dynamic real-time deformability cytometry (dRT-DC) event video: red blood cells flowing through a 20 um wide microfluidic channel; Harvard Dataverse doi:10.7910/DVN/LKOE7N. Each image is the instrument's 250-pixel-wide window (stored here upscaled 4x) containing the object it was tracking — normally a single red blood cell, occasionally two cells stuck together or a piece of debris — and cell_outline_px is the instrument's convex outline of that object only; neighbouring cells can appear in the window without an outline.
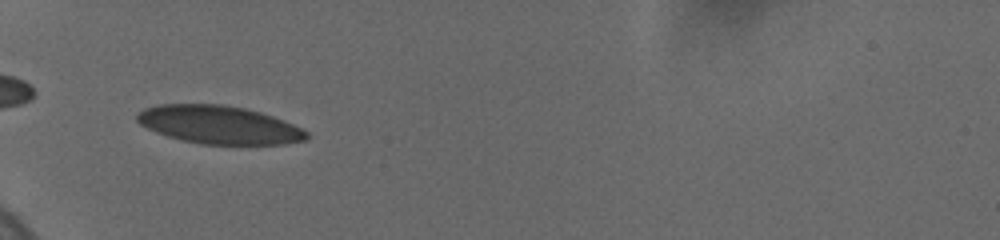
{"species": "human", "species_latin": "Homo sapiens", "temperature_condition": "cold", "stored_images_in_passage": 22, "camera_frame_rate_fps": 3000, "um_per_image_px": 0.085, "donor": {"sex": "female"}, "frame": {"image": 1, "passage_image": 10, "time_ms": 5.333, "image_size_px": [1000, 240], "cell_outline_px": [[308, 136], [304, 140], [284, 144], [200, 144], [168, 136], [156, 132], [140, 124], [136, 120], [136, 116], [144, 108], [160, 104], [224, 104], [244, 108], [260, 112], [284, 120], [308, 132]], "centroid_in_image_um": [18.61, 10.6], "position_along_channel_um": 66.4, "area_um2": 37.4}}
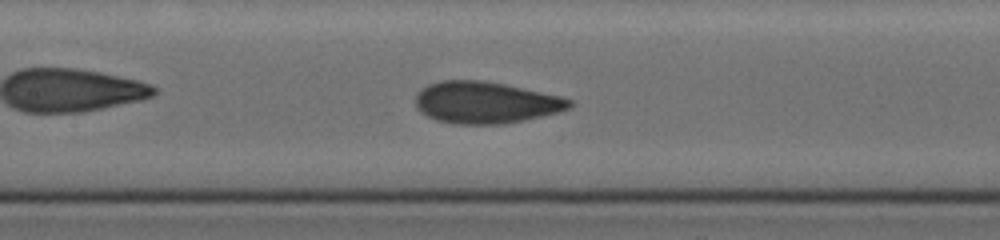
{"frame": {"image": 2, "passage_image": 14, "time_ms": 8.333, "image_size_px": [1000, 240], "cell_outline_px": [[572, 108], [524, 120], [504, 124], [456, 124], [436, 120], [420, 112], [416, 108], [416, 92], [428, 84], [440, 80], [480, 80], [504, 84], [560, 96], [572, 100]], "centroid_in_image_um": [41.24, 8.71], "position_along_channel_um": 166.2, "area_um2": 37.4}}
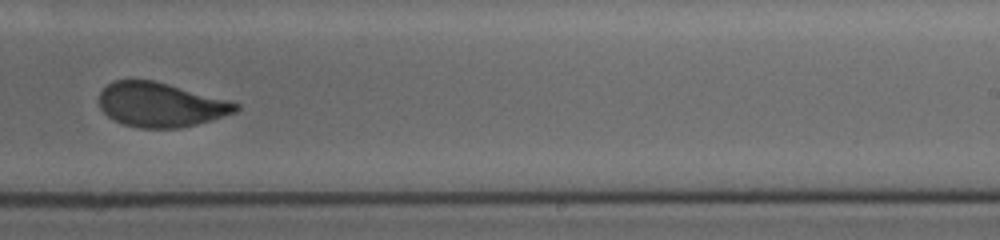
{"frame": {"image": 3, "passage_image": 20, "time_ms": 11.333, "image_size_px": [1000, 240], "cell_outline_px": [[240, 108], [236, 112], [212, 120], [180, 128], [140, 128], [124, 124], [108, 116], [100, 108], [100, 92], [112, 80], [152, 80], [232, 100], [240, 104]], "centroid_in_image_um": [13.7, 8.9], "position_along_channel_um": 275.3, "area_um2": 35.37}}